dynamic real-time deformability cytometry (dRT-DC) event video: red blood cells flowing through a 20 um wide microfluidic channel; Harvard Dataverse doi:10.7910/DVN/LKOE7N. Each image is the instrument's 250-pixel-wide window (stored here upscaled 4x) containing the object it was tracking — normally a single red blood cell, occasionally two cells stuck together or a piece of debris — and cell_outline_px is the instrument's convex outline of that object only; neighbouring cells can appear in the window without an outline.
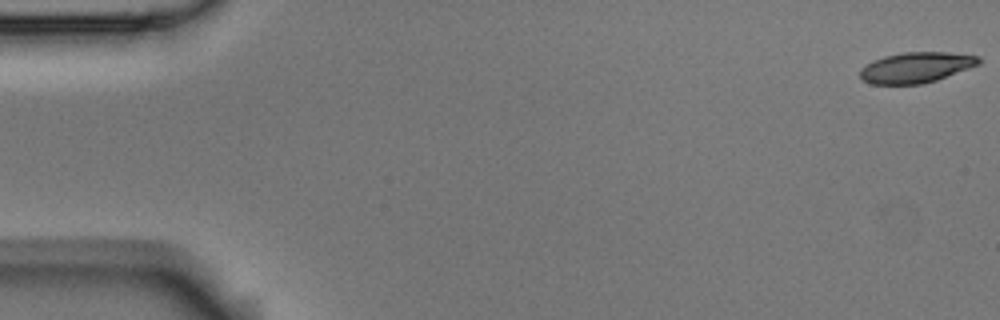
{"species": "Egyptian fruit bat (a non-hibernating species)", "species_latin": "Rousettus aegyptiacus", "temperature_condition": "room temperature", "stored_images_in_passage": 12, "camera_frame_rate_fps": 3000, "um_per_image_px": 0.085, "animal": {"sex": "male"}, "frame": {"image": 1, "passage_image": 1, "time_ms": 0.0, "image_size_px": [1000, 320], "cell_outline_px": [[984, 60], [980, 64], [936, 80], [920, 84], [872, 84], [864, 80], [860, 76], [860, 68], [884, 56], [904, 52], [948, 52], [980, 56]], "centroid_in_image_um": [77.92, 5.72], "position_along_channel_um": 7.1, "area_um2": 21.04}}